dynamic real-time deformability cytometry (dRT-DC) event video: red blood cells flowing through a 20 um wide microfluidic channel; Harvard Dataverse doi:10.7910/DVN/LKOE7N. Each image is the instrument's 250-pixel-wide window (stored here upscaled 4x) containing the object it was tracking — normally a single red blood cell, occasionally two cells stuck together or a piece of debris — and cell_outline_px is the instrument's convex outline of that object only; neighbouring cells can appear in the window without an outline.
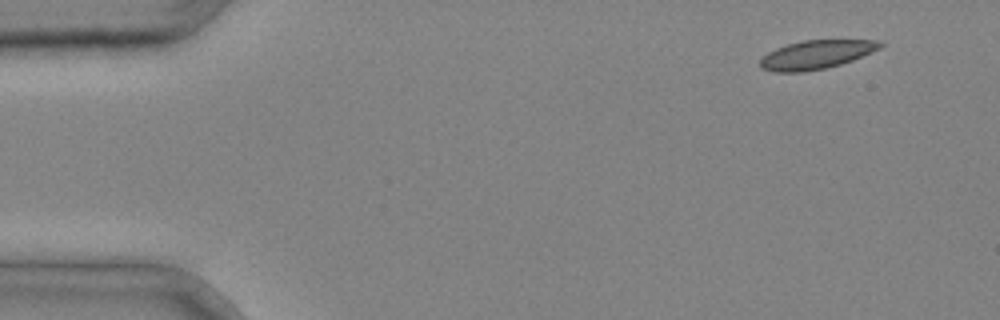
{"species": "common noctule bat (a hibernating species)", "species_latin": "Nyctalus noctula", "temperature_condition": "cold", "stored_images_in_passage": 4, "segment_of_instrument_passage": [1, 2], "camera_frame_rate_fps": 3000, "um_per_image_px": 0.085, "animal": {"sex": "male", "body_mass_g": 20.4}, "frame": {"image": 1, "passage_image": 1, "time_ms": 0.0, "image_size_px": [1000, 320], "cell_outline_px": [[884, 44], [880, 48], [852, 60], [840, 64], [824, 68], [804, 72], [772, 72], [760, 68], [760, 60], [768, 52], [776, 48], [788, 44], [804, 40], [876, 40]], "centroid_in_image_um": [69.34, 4.65], "position_along_channel_um": 15.7, "area_um2": 19.88}}
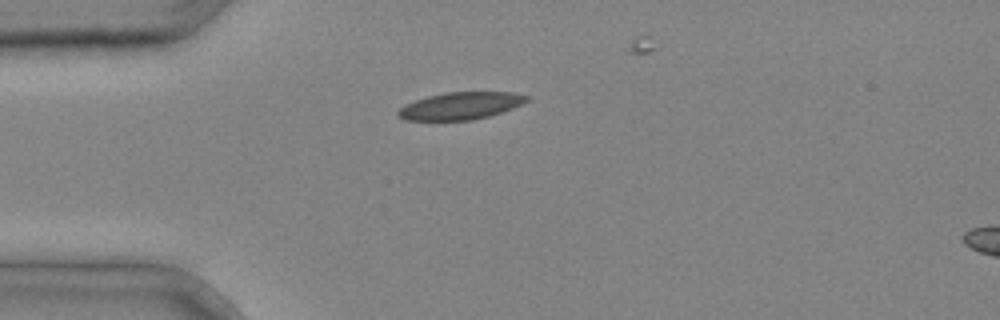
{"frame": {"image": 2, "passage_image": 3, "time_ms": 0.667, "image_size_px": [1000, 320], "cell_outline_px": [[528, 100], [512, 108], [488, 116], [472, 120], [404, 120], [396, 116], [396, 112], [404, 104], [428, 96], [448, 92], [512, 92], [528, 96]], "centroid_in_image_um": [39.09, 9.0], "position_along_channel_um": 45.9, "area_um2": 20.29}}